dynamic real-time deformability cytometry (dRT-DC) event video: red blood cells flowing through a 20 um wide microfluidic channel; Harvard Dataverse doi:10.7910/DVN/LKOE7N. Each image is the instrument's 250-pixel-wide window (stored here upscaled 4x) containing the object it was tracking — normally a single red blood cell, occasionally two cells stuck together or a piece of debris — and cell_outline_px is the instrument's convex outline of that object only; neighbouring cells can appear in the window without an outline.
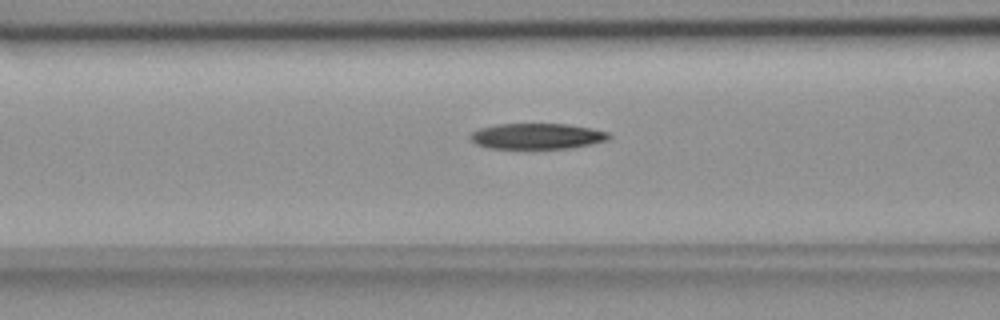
{"species": "common noctule bat (a hibernating species)", "species_latin": "Nyctalus noctula", "temperature_condition": "room temperature", "stored_images_in_passage": 52, "camera_frame_rate_fps": 3000, "um_per_image_px": 0.085, "animal": {"sex": "female", "body_mass_g": 18.4}, "frame": {"image": 1, "passage_image": 19, "time_ms": 6.0, "image_size_px": [1000, 320], "cell_outline_px": [[612, 136], [608, 140], [592, 144], [572, 148], [488, 148], [476, 144], [468, 136], [472, 132], [480, 128], [496, 124], [568, 124], [608, 132]], "centroid_in_image_um": [45.65, 11.58], "position_along_channel_um": 121.0, "area_um2": 20.75}}
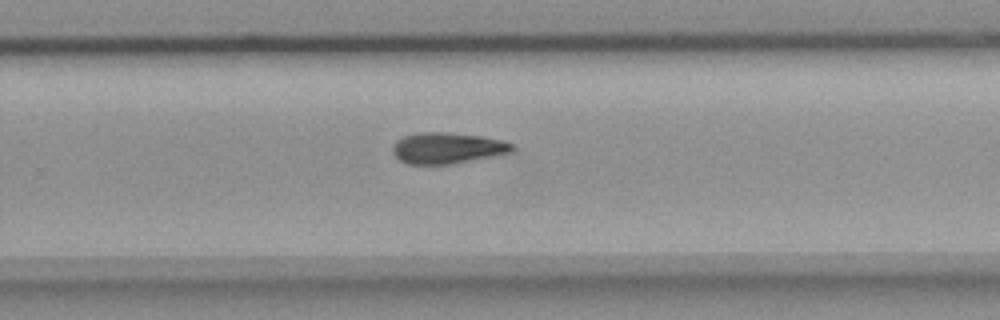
{"frame": {"image": 2, "passage_image": 33, "time_ms": 10.667, "image_size_px": [1000, 320], "cell_outline_px": [[516, 148], [512, 152], [496, 156], [452, 164], [404, 164], [392, 152], [392, 144], [396, 140], [404, 136], [416, 132], [448, 132], [480, 136], [500, 140], [512, 144]], "centroid_in_image_um": [38.0, 12.59], "position_along_channel_um": 291.8, "area_um2": 21.91}}
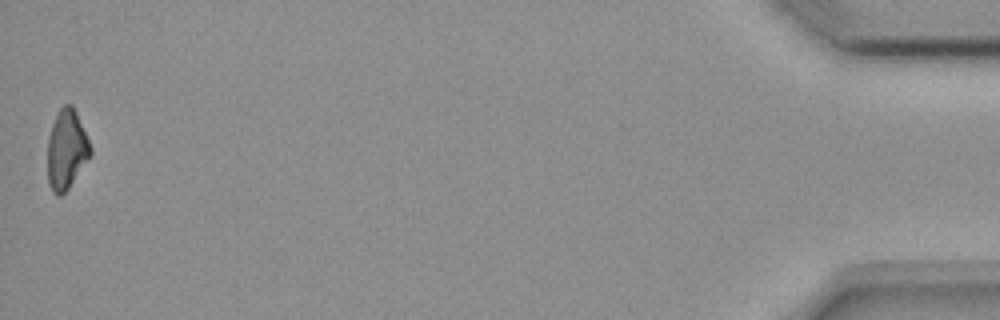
{"frame": {"image": 3, "passage_image": 52, "time_ms": 17.0, "image_size_px": [1000, 320], "cell_outline_px": [[92, 152], [68, 188], [60, 196], [56, 196], [52, 192], [48, 180], [48, 136], [52, 124], [60, 108], [64, 104], [72, 104], [76, 112], [92, 148]], "centroid_in_image_um": [5.64, 12.7], "position_along_channel_um": 429.6, "area_um2": 19.54}, "authors_computed_cell_mechanics": {"area_um2": 21.3571, "velocity_mm_per_s": 3.675, "shape_relaxation_time_tau1_ms": 6.5676, "shape_relaxation_time_tau2_ms": null, "deformation_change_tau1": 0.1811, "deformation_change_tau2": null}}